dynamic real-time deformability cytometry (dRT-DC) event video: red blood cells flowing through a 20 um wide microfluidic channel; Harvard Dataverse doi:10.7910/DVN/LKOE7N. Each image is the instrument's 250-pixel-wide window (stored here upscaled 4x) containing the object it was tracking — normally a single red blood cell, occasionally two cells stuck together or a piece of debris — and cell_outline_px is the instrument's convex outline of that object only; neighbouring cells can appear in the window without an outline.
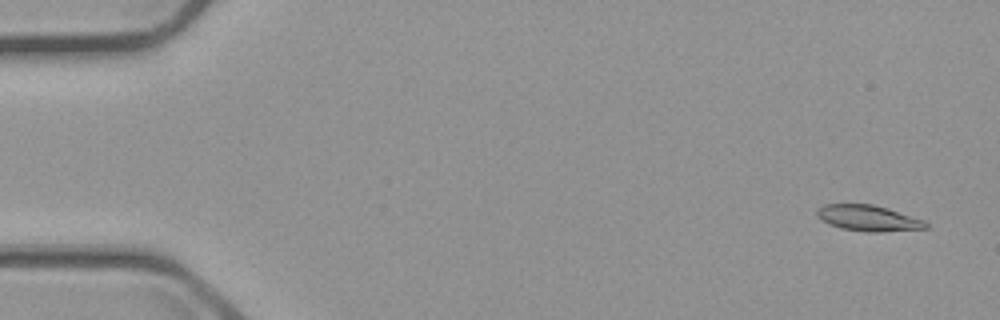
{"species": "common noctule bat (a hibernating species)", "species_latin": "Nyctalus noctula", "temperature_condition": "cold", "stored_images_in_passage": 13, "camera_frame_rate_fps": 3000, "um_per_image_px": 0.085, "animal": {"sex": "male", "body_mass_g": 23.1, "forearm_length_mm": 52.7}, "frame": {"image": 1, "passage_image": 1, "time_ms": 0.0, "image_size_px": [1000, 320], "cell_outline_px": [[928, 228], [880, 232], [868, 232], [840, 228], [820, 220], [816, 216], [816, 208], [824, 204], [872, 204], [888, 208], [924, 220], [928, 224]], "centroid_in_image_um": [73.77, 18.53], "position_along_channel_um": 11.2, "area_um2": 16.53}}
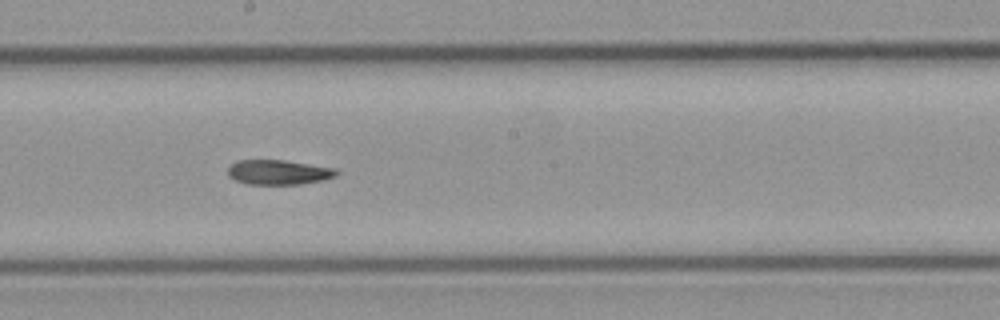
{"frame": {"image": 2, "passage_image": 8, "time_ms": 9.333, "image_size_px": [1000, 320], "cell_outline_px": [[340, 172], [336, 176], [324, 180], [300, 184], [248, 184], [236, 180], [228, 176], [228, 168], [232, 164], [240, 160], [284, 160], [336, 168]], "centroid_in_image_um": [23.72, 14.64], "position_along_channel_um": 224.5, "area_um2": 15.66}}
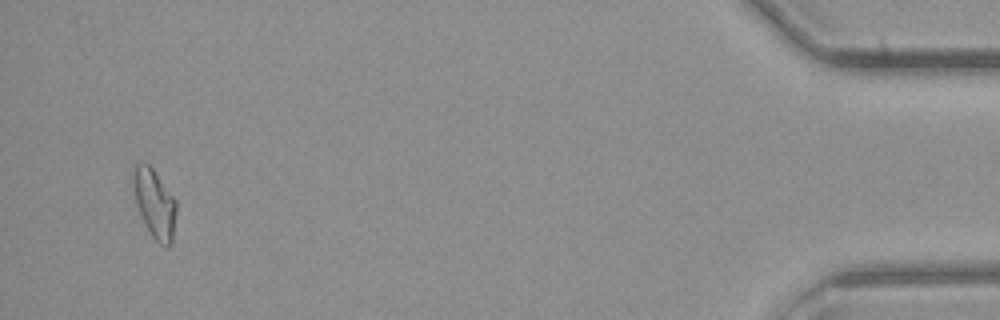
{"frame": {"image": 3, "passage_image": 13, "time_ms": 17.0, "image_size_px": [1000, 320], "cell_outline_px": [[176, 212], [172, 244], [160, 244], [152, 236], [144, 224], [136, 204], [132, 188], [132, 164], [148, 164], [152, 168], [176, 200]], "centroid_in_image_um": [13.1, 17.27], "position_along_channel_um": 422.1, "area_um2": 17.28}}